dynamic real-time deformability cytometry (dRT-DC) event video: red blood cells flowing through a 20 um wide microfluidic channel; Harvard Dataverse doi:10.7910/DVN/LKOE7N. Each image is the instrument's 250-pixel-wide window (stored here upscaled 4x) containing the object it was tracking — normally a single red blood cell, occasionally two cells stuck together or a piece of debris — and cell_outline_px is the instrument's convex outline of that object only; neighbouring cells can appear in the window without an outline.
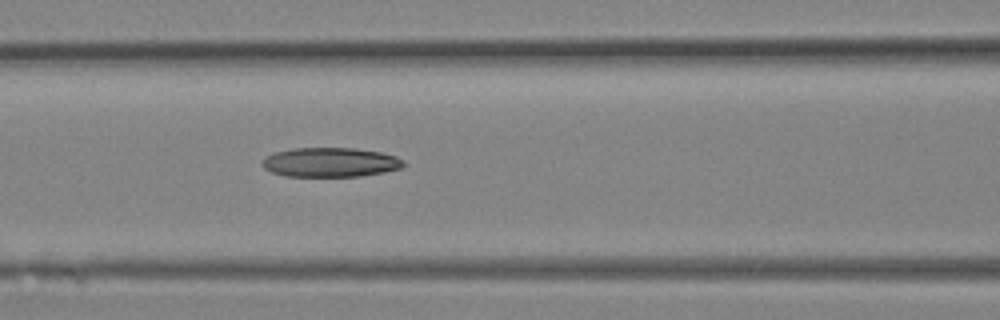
{"species": "Egyptian fruit bat (a non-hibernating species)", "species_latin": "Rousettus aegyptiacus", "temperature_condition": "room temperature", "stored_images_in_passage": 12, "camera_frame_rate_fps": 3000, "um_per_image_px": 0.085, "animal": {"sex": "female"}, "frame": {"image": 1, "passage_image": 12, "time_ms": 3.667, "image_size_px": [1000, 320], "cell_outline_px": [[408, 164], [400, 168], [384, 172], [360, 176], [284, 176], [272, 172], [264, 168], [260, 164], [264, 156], [276, 152], [292, 148], [356, 148], [380, 152], [396, 156], [404, 160]], "centroid_in_image_um": [28.08, 13.79], "position_along_channel_um": 138.5, "area_um2": 24.39}}